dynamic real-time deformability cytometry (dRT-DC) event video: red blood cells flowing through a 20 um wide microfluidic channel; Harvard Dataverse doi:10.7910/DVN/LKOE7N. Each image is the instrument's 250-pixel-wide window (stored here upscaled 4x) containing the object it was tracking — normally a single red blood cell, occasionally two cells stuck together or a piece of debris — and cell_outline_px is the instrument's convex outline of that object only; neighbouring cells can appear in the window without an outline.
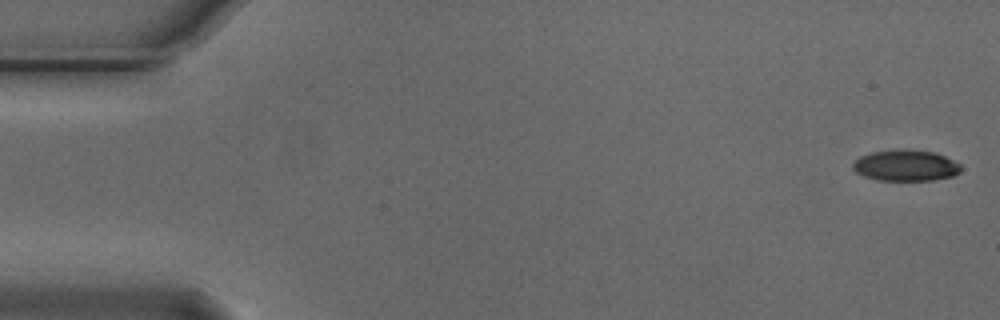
{"species": "Egyptian fruit bat (a non-hibernating species)", "species_latin": "Rousettus aegyptiacus", "temperature_condition": "cold", "stored_images_in_passage": 4, "camera_frame_rate_fps": 3000, "um_per_image_px": 0.085, "animal": {"sex": "male"}, "frame": {"image": 1, "passage_image": 1, "time_ms": 0.0, "image_size_px": [1000, 320], "cell_outline_px": [[960, 172], [952, 176], [932, 180], [876, 180], [864, 176], [856, 172], [852, 168], [852, 164], [860, 156], [872, 152], [908, 148], [936, 152], [960, 164]], "centroid_in_image_um": [76.97, 14.05], "position_along_channel_um": 8.0, "area_um2": 19.65}}
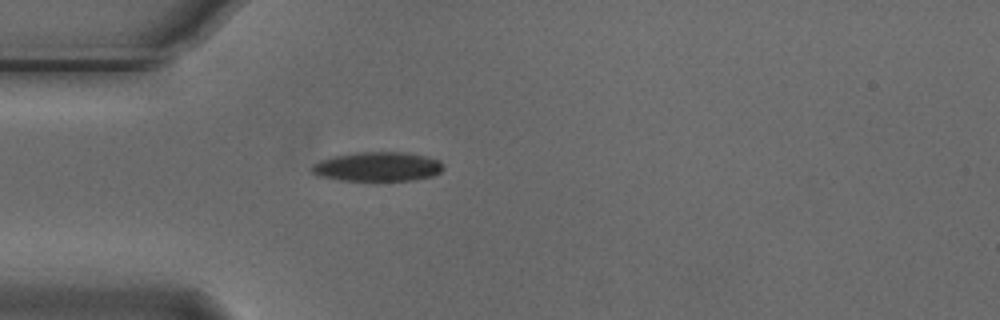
{"frame": {"image": 2, "passage_image": 4, "time_ms": 1.0, "image_size_px": [1000, 320], "cell_outline_px": [[444, 168], [440, 172], [432, 176], [416, 180], [376, 184], [340, 180], [316, 176], [312, 172], [312, 164], [320, 160], [336, 156], [356, 152], [404, 152], [424, 156], [440, 160]], "centroid_in_image_um": [32.09, 14.22], "position_along_channel_um": 52.9, "area_um2": 23.52}}